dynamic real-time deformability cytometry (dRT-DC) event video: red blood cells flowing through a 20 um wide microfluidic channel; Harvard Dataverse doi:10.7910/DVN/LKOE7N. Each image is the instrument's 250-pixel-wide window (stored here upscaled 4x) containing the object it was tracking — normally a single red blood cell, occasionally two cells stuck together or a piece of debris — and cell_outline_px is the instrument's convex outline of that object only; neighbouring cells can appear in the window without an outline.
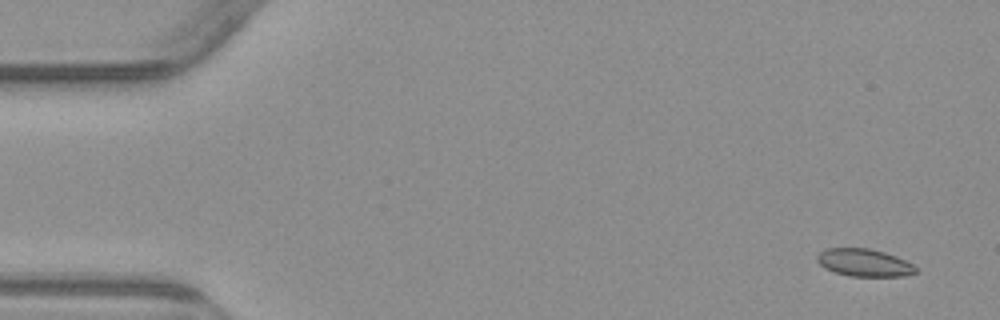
{"species": "common noctule bat (a hibernating species)", "species_latin": "Nyctalus noctula", "temperature_condition": "warm", "stored_images_in_passage": 4, "camera_frame_rate_fps": 3000, "um_per_image_px": 0.085, "animal": {"sex": "male", "body_mass_g": 23.1, "forearm_length_mm": 52.7}, "frame": {"image": 1, "passage_image": 1, "time_ms": 0.0, "image_size_px": [1000, 320], "cell_outline_px": [[916, 272], [904, 276], [848, 276], [824, 268], [816, 260], [816, 256], [820, 252], [828, 248], [868, 248], [884, 252], [896, 256], [912, 264], [916, 268]], "centroid_in_image_um": [73.43, 22.32], "position_along_channel_um": 11.6, "area_um2": 15.72}}
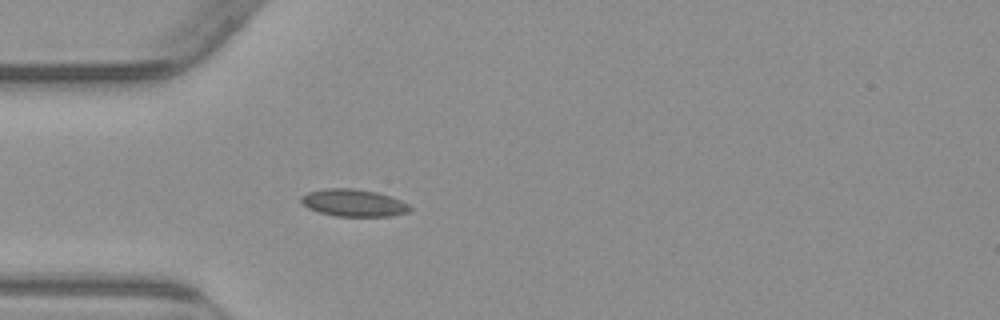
{"frame": {"image": 2, "passage_image": 4, "time_ms": 4.333, "image_size_px": [1000, 320], "cell_outline_px": [[412, 208], [408, 212], [388, 216], [336, 216], [320, 212], [308, 208], [300, 200], [300, 196], [308, 192], [324, 188], [356, 188], [376, 192], [400, 200], [408, 204]], "centroid_in_image_um": [30.03, 17.23], "position_along_channel_um": 55.0, "area_um2": 17.17}}